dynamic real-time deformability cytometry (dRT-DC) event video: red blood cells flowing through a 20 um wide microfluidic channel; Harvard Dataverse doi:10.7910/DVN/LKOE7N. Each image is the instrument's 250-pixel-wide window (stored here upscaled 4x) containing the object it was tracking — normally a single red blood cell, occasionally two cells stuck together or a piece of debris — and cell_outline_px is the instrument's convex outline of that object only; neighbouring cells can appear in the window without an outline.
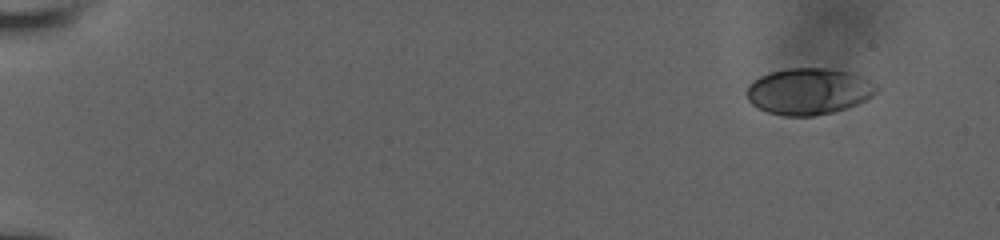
{"species": "human", "species_latin": "Homo sapiens", "temperature_condition": "room temperature", "stored_images_in_passage": 54, "camera_frame_rate_fps": 3000, "um_per_image_px": 0.085, "donor": {"sex": "male"}, "frame": {"image": 1, "passage_image": 1, "time_ms": 0.0, "image_size_px": [1000, 240], "cell_outline_px": [[880, 88], [872, 96], [856, 104], [832, 112], [812, 116], [784, 116], [768, 112], [752, 104], [748, 100], [748, 84], [752, 80], [760, 76], [772, 72], [788, 68], [828, 68], [860, 76], [876, 84]], "centroid_in_image_um": [68.73, 7.76], "position_along_channel_um": 16.3, "area_um2": 34.74}}
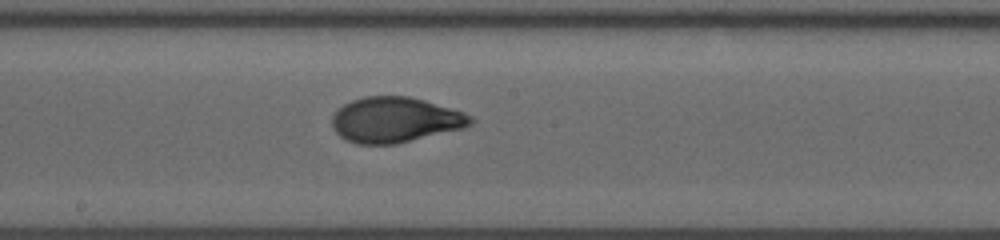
{"frame": {"image": 2, "passage_image": 30, "time_ms": 9.667, "image_size_px": [1000, 240], "cell_outline_px": [[472, 124], [464, 128], [396, 144], [356, 144], [340, 136], [332, 128], [332, 116], [344, 104], [352, 100], [364, 96], [408, 96], [424, 100], [464, 112], [472, 116]], "centroid_in_image_um": [33.59, 10.19], "position_along_channel_um": 214.6, "area_um2": 36.53}}
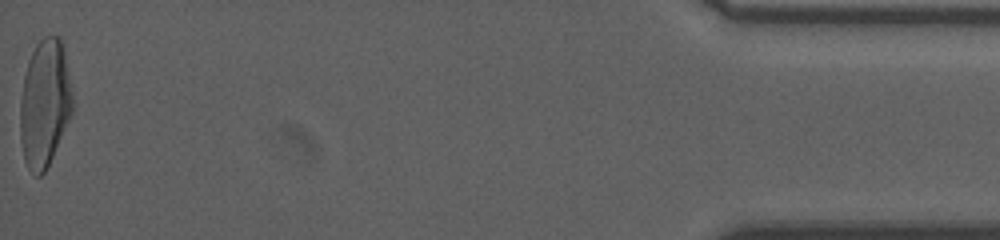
{"frame": {"image": 3, "passage_image": 54, "time_ms": 17.667, "image_size_px": [1000, 240], "cell_outline_px": [[72, 112], [52, 156], [44, 172], [40, 176], [36, 176], [28, 168], [24, 160], [20, 140], [20, 100], [24, 76], [28, 60], [36, 44], [44, 36], [60, 36], [64, 52], [72, 92]], "centroid_in_image_um": [3.77, 8.77], "position_along_channel_um": 431.4, "area_um2": 38.55}, "authors_computed_cell_mechanics": {"area_um2": 35.8938, "velocity_mm_per_s": 3.7917, "shape_relaxation_time_tau1_ms": 5.1469, "shape_relaxation_time_tau2_ms": 0.7455, "deformation_change_tau1": 0.2089, "deformation_change_tau2": 0.0547}}